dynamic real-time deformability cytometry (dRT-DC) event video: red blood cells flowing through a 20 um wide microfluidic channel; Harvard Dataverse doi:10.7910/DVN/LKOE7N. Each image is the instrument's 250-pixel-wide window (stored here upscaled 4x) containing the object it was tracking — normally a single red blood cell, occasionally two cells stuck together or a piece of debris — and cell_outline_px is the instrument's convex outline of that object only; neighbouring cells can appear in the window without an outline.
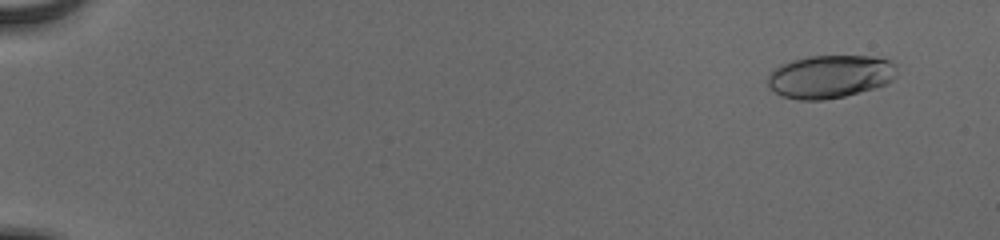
{"species": "human", "species_latin": "Homo sapiens", "temperature_condition": "cold", "stored_images_in_passage": 52, "camera_frame_rate_fps": 3000, "um_per_image_px": 0.085, "donor": {"sex": "male"}, "frame": {"image": 1, "passage_image": 1, "time_ms": 0.0, "image_size_px": [1000, 240], "cell_outline_px": [[896, 76], [892, 80], [884, 84], [872, 88], [844, 96], [824, 100], [800, 100], [780, 96], [768, 84], [768, 76], [780, 64], [792, 60], [808, 56], [872, 56], [892, 60], [896, 64]], "centroid_in_image_um": [70.56, 6.49], "position_along_channel_um": 14.4, "area_um2": 32.31}}
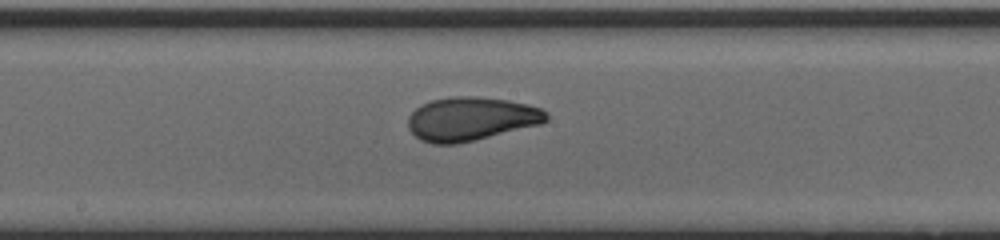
{"frame": {"image": 2, "passage_image": 29, "time_ms": 9.333, "image_size_px": [1000, 240], "cell_outline_px": [[548, 120], [540, 124], [456, 144], [432, 144], [420, 140], [408, 128], [408, 116], [420, 104], [432, 100], [452, 96], [476, 96], [508, 100], [528, 104], [540, 108], [548, 112]], "centroid_in_image_um": [40.02, 10.09], "position_along_channel_um": 208.2, "area_um2": 35.14}}
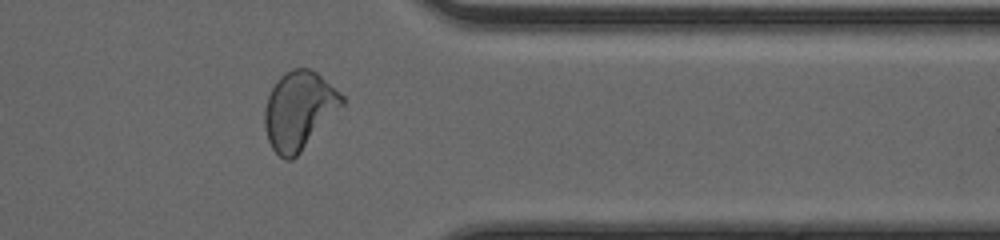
{"frame": {"image": 3, "passage_image": 43, "time_ms": 14.0, "image_size_px": [1000, 240], "cell_outline_px": [[344, 104], [300, 152], [292, 160], [284, 160], [272, 148], [268, 140], [264, 124], [264, 108], [268, 96], [276, 80], [284, 72], [292, 68], [308, 68], [316, 72], [340, 92], [344, 96]], "centroid_in_image_um": [25.4, 9.36], "position_along_channel_um": 386.0, "area_um2": 34.97}, "authors_computed_cell_mechanics": {"area_um2": 33.4662, "velocity_mm_per_s": 3.9129, "shape_relaxation_time_tau1_ms": 4.1888, "shape_relaxation_time_tau2_ms": 0.9879, "deformation_change_tau1": 0.165, "deformation_change_tau2": 0.0548}}